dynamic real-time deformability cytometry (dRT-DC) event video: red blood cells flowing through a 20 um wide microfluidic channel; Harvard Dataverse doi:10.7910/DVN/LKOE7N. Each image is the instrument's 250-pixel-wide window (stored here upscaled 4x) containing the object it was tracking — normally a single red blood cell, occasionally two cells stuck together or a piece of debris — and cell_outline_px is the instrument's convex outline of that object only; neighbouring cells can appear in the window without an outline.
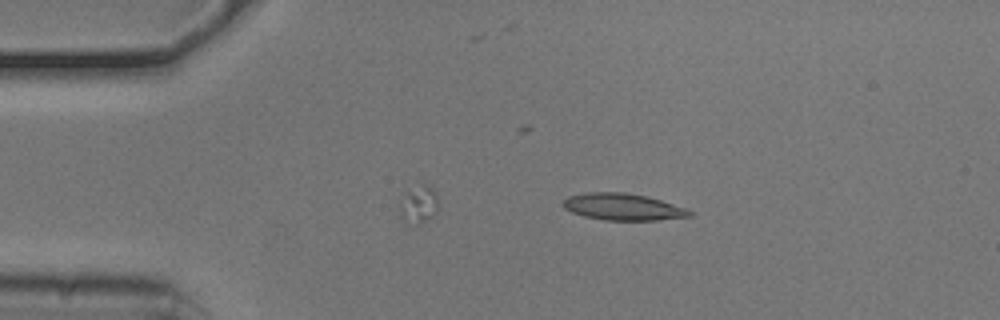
{"species": "common noctule bat (a hibernating species)", "species_latin": "Nyctalus noctula", "temperature_condition": "cold", "stored_images_in_passage": 22, "camera_frame_rate_fps": 3000, "um_per_image_px": 0.085, "animal": {"sex": "male", "body_mass_g": 20.5, "forearm_length_mm": 52.5}, "frame": {"image": 1, "passage_image": 1, "time_ms": 0.0, "image_size_px": [1000, 320], "cell_outline_px": [[692, 216], [656, 220], [604, 220], [584, 216], [572, 212], [564, 208], [560, 204], [568, 196], [588, 192], [624, 192], [644, 196], [660, 200], [688, 208], [692, 212]], "centroid_in_image_um": [52.93, 17.58], "position_along_channel_um": 32.1, "area_um2": 19.71}}
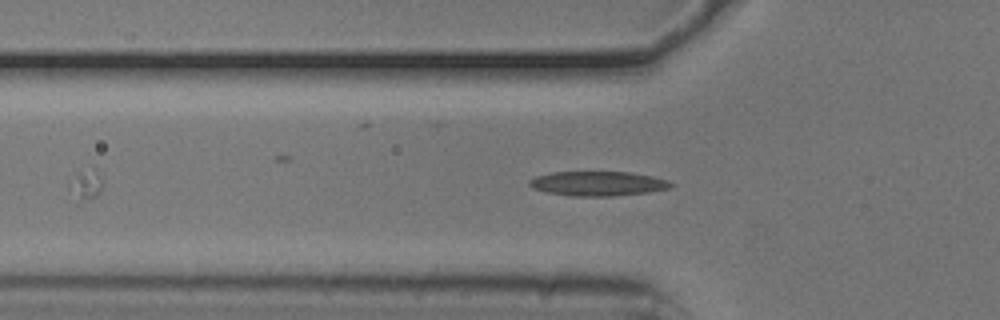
{"frame": {"image": 2, "passage_image": 8, "time_ms": 2.333, "image_size_px": [1000, 320], "cell_outline_px": [[676, 184], [672, 188], [648, 192], [616, 196], [572, 196], [548, 192], [532, 188], [528, 184], [528, 180], [536, 176], [552, 172], [628, 172], [652, 176], [668, 180]], "centroid_in_image_um": [50.85, 15.6], "position_along_channel_um": 74.9, "area_um2": 20.35}}
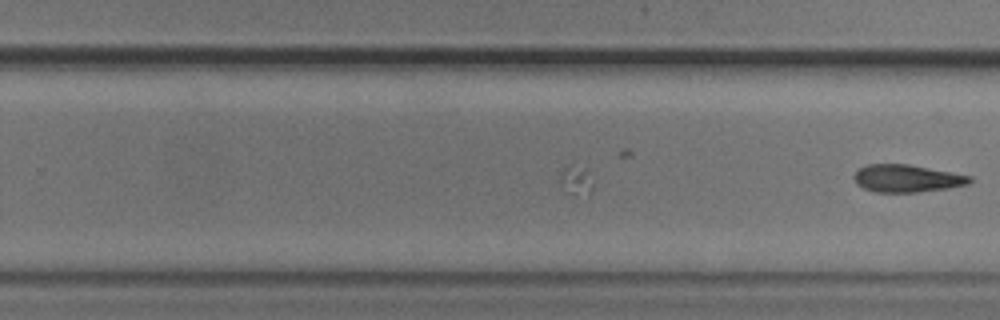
{"frame": {"image": 3, "passage_image": 22, "time_ms": 7.0, "image_size_px": [1000, 320], "cell_outline_px": [[972, 180], [968, 184], [948, 188], [916, 192], [876, 192], [864, 188], [856, 184], [852, 176], [860, 168], [868, 164], [908, 164], [952, 172], [972, 176]], "centroid_in_image_um": [77.07, 15.16], "position_along_channel_um": 252.7, "area_um2": 18.5}}